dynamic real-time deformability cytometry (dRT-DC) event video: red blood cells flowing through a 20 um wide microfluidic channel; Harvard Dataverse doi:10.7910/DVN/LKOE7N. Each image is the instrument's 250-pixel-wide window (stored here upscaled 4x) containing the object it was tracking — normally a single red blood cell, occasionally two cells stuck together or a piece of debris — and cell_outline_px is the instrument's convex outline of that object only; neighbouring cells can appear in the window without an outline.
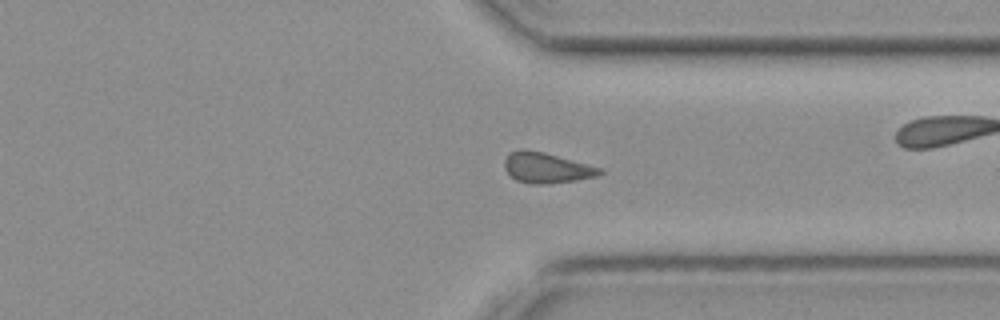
{"species": "common noctule bat (a hibernating species)", "species_latin": "Nyctalus noctula", "temperature_condition": "cold", "stored_images_in_passage": 50, "camera_frame_rate_fps": 3000, "um_per_image_px": 0.085, "animal": {"sex": "female", "body_mass_g": 19.3, "forearm_length_mm": 54.1}, "frame": {"image": 1, "passage_image": 37, "time_ms": 12.0, "image_size_px": [1000, 320], "cell_outline_px": [[604, 172], [596, 176], [576, 180], [540, 184], [532, 184], [516, 180], [504, 168], [504, 160], [508, 152], [520, 148], [524, 148], [544, 152], [604, 168]], "centroid_in_image_um": [46.45, 14.23], "position_along_channel_um": 365.0, "area_um2": 17.05}}